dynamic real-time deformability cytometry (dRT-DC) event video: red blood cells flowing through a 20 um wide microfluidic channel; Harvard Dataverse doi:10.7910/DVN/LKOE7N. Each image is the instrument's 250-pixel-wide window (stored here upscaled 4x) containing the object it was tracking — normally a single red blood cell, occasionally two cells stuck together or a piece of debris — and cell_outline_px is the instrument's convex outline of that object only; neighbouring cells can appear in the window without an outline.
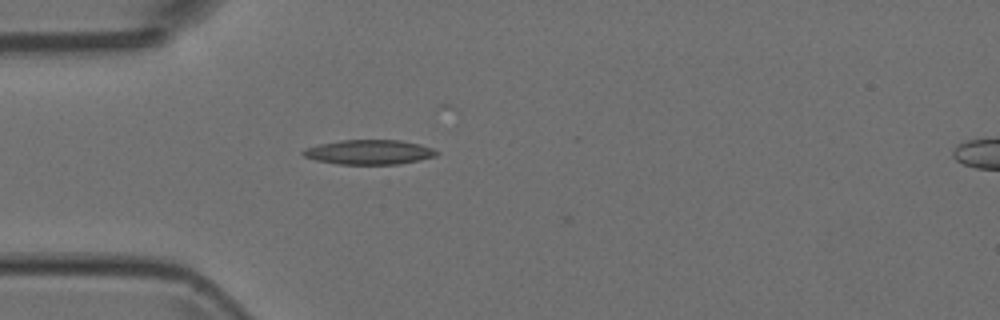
{"species": "Egyptian fruit bat (a non-hibernating species)", "species_latin": "Rousettus aegyptiacus", "temperature_condition": "room temperature", "stored_images_in_passage": 6, "camera_frame_rate_fps": 3000, "um_per_image_px": 0.085, "animal": {"sex": "female"}, "frame": {"image": 1, "passage_image": 5, "time_ms": 1.333, "image_size_px": [1000, 320], "cell_outline_px": [[440, 152], [436, 156], [420, 160], [400, 164], [336, 164], [316, 160], [304, 156], [300, 152], [304, 148], [320, 144], [340, 140], [400, 140], [420, 144], [432, 148]], "centroid_in_image_um": [31.38, 12.93], "position_along_channel_um": 53.6, "area_um2": 19.25}}